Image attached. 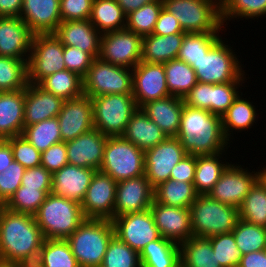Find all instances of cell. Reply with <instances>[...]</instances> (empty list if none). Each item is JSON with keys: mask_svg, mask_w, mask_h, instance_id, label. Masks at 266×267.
<instances>
[{"mask_svg": "<svg viewBox=\"0 0 266 267\" xmlns=\"http://www.w3.org/2000/svg\"><path fill=\"white\" fill-rule=\"evenodd\" d=\"M176 138L190 155H213L229 147L221 116L185 104Z\"/></svg>", "mask_w": 266, "mask_h": 267, "instance_id": "1", "label": "cell"}, {"mask_svg": "<svg viewBox=\"0 0 266 267\" xmlns=\"http://www.w3.org/2000/svg\"><path fill=\"white\" fill-rule=\"evenodd\" d=\"M44 241L34 216L0 206V263L14 265Z\"/></svg>", "mask_w": 266, "mask_h": 267, "instance_id": "2", "label": "cell"}, {"mask_svg": "<svg viewBox=\"0 0 266 267\" xmlns=\"http://www.w3.org/2000/svg\"><path fill=\"white\" fill-rule=\"evenodd\" d=\"M114 235L112 220L86 218L66 240L80 267H100Z\"/></svg>", "mask_w": 266, "mask_h": 267, "instance_id": "3", "label": "cell"}, {"mask_svg": "<svg viewBox=\"0 0 266 267\" xmlns=\"http://www.w3.org/2000/svg\"><path fill=\"white\" fill-rule=\"evenodd\" d=\"M34 217L45 239H67L86 219L81 204L51 193Z\"/></svg>", "mask_w": 266, "mask_h": 267, "instance_id": "4", "label": "cell"}, {"mask_svg": "<svg viewBox=\"0 0 266 267\" xmlns=\"http://www.w3.org/2000/svg\"><path fill=\"white\" fill-rule=\"evenodd\" d=\"M192 233L209 238L232 233L239 220V208L221 203L208 195H198L190 206Z\"/></svg>", "mask_w": 266, "mask_h": 267, "instance_id": "5", "label": "cell"}, {"mask_svg": "<svg viewBox=\"0 0 266 267\" xmlns=\"http://www.w3.org/2000/svg\"><path fill=\"white\" fill-rule=\"evenodd\" d=\"M163 8L179 21L186 33L220 32V0H162Z\"/></svg>", "mask_w": 266, "mask_h": 267, "instance_id": "6", "label": "cell"}, {"mask_svg": "<svg viewBox=\"0 0 266 267\" xmlns=\"http://www.w3.org/2000/svg\"><path fill=\"white\" fill-rule=\"evenodd\" d=\"M224 41L220 39L197 63L191 65L198 82L223 84L245 80L242 64L232 47Z\"/></svg>", "mask_w": 266, "mask_h": 267, "instance_id": "7", "label": "cell"}, {"mask_svg": "<svg viewBox=\"0 0 266 267\" xmlns=\"http://www.w3.org/2000/svg\"><path fill=\"white\" fill-rule=\"evenodd\" d=\"M94 128L106 136H122L138 106L132 93L91 98Z\"/></svg>", "mask_w": 266, "mask_h": 267, "instance_id": "8", "label": "cell"}, {"mask_svg": "<svg viewBox=\"0 0 266 267\" xmlns=\"http://www.w3.org/2000/svg\"><path fill=\"white\" fill-rule=\"evenodd\" d=\"M116 182L144 175V151L123 136H109L100 170Z\"/></svg>", "mask_w": 266, "mask_h": 267, "instance_id": "9", "label": "cell"}, {"mask_svg": "<svg viewBox=\"0 0 266 267\" xmlns=\"http://www.w3.org/2000/svg\"><path fill=\"white\" fill-rule=\"evenodd\" d=\"M132 93V70L95 58L83 78V94L90 98Z\"/></svg>", "mask_w": 266, "mask_h": 267, "instance_id": "10", "label": "cell"}, {"mask_svg": "<svg viewBox=\"0 0 266 267\" xmlns=\"http://www.w3.org/2000/svg\"><path fill=\"white\" fill-rule=\"evenodd\" d=\"M63 53L64 45L54 33L34 34L27 62L28 83L38 84L47 76L65 70Z\"/></svg>", "mask_w": 266, "mask_h": 267, "instance_id": "11", "label": "cell"}, {"mask_svg": "<svg viewBox=\"0 0 266 267\" xmlns=\"http://www.w3.org/2000/svg\"><path fill=\"white\" fill-rule=\"evenodd\" d=\"M143 37L125 29L104 33L99 58L116 66L133 69L141 62Z\"/></svg>", "mask_w": 266, "mask_h": 267, "instance_id": "12", "label": "cell"}, {"mask_svg": "<svg viewBox=\"0 0 266 267\" xmlns=\"http://www.w3.org/2000/svg\"><path fill=\"white\" fill-rule=\"evenodd\" d=\"M238 164H231L222 173L211 191L207 194L221 203L239 208L252 186L261 177V169L249 172Z\"/></svg>", "mask_w": 266, "mask_h": 267, "instance_id": "13", "label": "cell"}, {"mask_svg": "<svg viewBox=\"0 0 266 267\" xmlns=\"http://www.w3.org/2000/svg\"><path fill=\"white\" fill-rule=\"evenodd\" d=\"M188 153L176 137H168L165 141L144 151V175L155 188L160 183L170 179L171 170Z\"/></svg>", "mask_w": 266, "mask_h": 267, "instance_id": "14", "label": "cell"}, {"mask_svg": "<svg viewBox=\"0 0 266 267\" xmlns=\"http://www.w3.org/2000/svg\"><path fill=\"white\" fill-rule=\"evenodd\" d=\"M112 222L115 236L138 253L160 237L150 209L115 217Z\"/></svg>", "mask_w": 266, "mask_h": 267, "instance_id": "15", "label": "cell"}, {"mask_svg": "<svg viewBox=\"0 0 266 267\" xmlns=\"http://www.w3.org/2000/svg\"><path fill=\"white\" fill-rule=\"evenodd\" d=\"M132 94L138 108L170 96L164 64L141 61L132 69Z\"/></svg>", "mask_w": 266, "mask_h": 267, "instance_id": "16", "label": "cell"}, {"mask_svg": "<svg viewBox=\"0 0 266 267\" xmlns=\"http://www.w3.org/2000/svg\"><path fill=\"white\" fill-rule=\"evenodd\" d=\"M117 182L96 171L81 203L85 218L113 219Z\"/></svg>", "mask_w": 266, "mask_h": 267, "instance_id": "17", "label": "cell"}, {"mask_svg": "<svg viewBox=\"0 0 266 267\" xmlns=\"http://www.w3.org/2000/svg\"><path fill=\"white\" fill-rule=\"evenodd\" d=\"M154 188L145 175L117 182L113 218L150 209Z\"/></svg>", "mask_w": 266, "mask_h": 267, "instance_id": "18", "label": "cell"}, {"mask_svg": "<svg viewBox=\"0 0 266 267\" xmlns=\"http://www.w3.org/2000/svg\"><path fill=\"white\" fill-rule=\"evenodd\" d=\"M150 211L163 238L180 245L193 236L190 208L168 206L153 200Z\"/></svg>", "mask_w": 266, "mask_h": 267, "instance_id": "19", "label": "cell"}, {"mask_svg": "<svg viewBox=\"0 0 266 267\" xmlns=\"http://www.w3.org/2000/svg\"><path fill=\"white\" fill-rule=\"evenodd\" d=\"M63 142L74 140L94 128L92 100L87 95L65 100L58 116Z\"/></svg>", "mask_w": 266, "mask_h": 267, "instance_id": "20", "label": "cell"}, {"mask_svg": "<svg viewBox=\"0 0 266 267\" xmlns=\"http://www.w3.org/2000/svg\"><path fill=\"white\" fill-rule=\"evenodd\" d=\"M108 137L93 128L66 142L68 164L99 171Z\"/></svg>", "mask_w": 266, "mask_h": 267, "instance_id": "21", "label": "cell"}, {"mask_svg": "<svg viewBox=\"0 0 266 267\" xmlns=\"http://www.w3.org/2000/svg\"><path fill=\"white\" fill-rule=\"evenodd\" d=\"M34 33L20 17H0V56L28 62Z\"/></svg>", "mask_w": 266, "mask_h": 267, "instance_id": "22", "label": "cell"}, {"mask_svg": "<svg viewBox=\"0 0 266 267\" xmlns=\"http://www.w3.org/2000/svg\"><path fill=\"white\" fill-rule=\"evenodd\" d=\"M96 170L67 164L52 174L51 194L82 203Z\"/></svg>", "mask_w": 266, "mask_h": 267, "instance_id": "23", "label": "cell"}, {"mask_svg": "<svg viewBox=\"0 0 266 267\" xmlns=\"http://www.w3.org/2000/svg\"><path fill=\"white\" fill-rule=\"evenodd\" d=\"M54 35L64 46H72L99 57L101 33L90 20L63 21Z\"/></svg>", "mask_w": 266, "mask_h": 267, "instance_id": "24", "label": "cell"}, {"mask_svg": "<svg viewBox=\"0 0 266 267\" xmlns=\"http://www.w3.org/2000/svg\"><path fill=\"white\" fill-rule=\"evenodd\" d=\"M20 18L34 34L54 33L62 22L60 0H23Z\"/></svg>", "mask_w": 266, "mask_h": 267, "instance_id": "25", "label": "cell"}, {"mask_svg": "<svg viewBox=\"0 0 266 267\" xmlns=\"http://www.w3.org/2000/svg\"><path fill=\"white\" fill-rule=\"evenodd\" d=\"M64 100L49 93L37 84H30L25 88V127L57 117L61 111Z\"/></svg>", "mask_w": 266, "mask_h": 267, "instance_id": "26", "label": "cell"}, {"mask_svg": "<svg viewBox=\"0 0 266 267\" xmlns=\"http://www.w3.org/2000/svg\"><path fill=\"white\" fill-rule=\"evenodd\" d=\"M25 89L0 91V140L22 135Z\"/></svg>", "mask_w": 266, "mask_h": 267, "instance_id": "27", "label": "cell"}, {"mask_svg": "<svg viewBox=\"0 0 266 267\" xmlns=\"http://www.w3.org/2000/svg\"><path fill=\"white\" fill-rule=\"evenodd\" d=\"M183 107L182 98L170 95L150 101L141 109L168 137H176L180 128Z\"/></svg>", "mask_w": 266, "mask_h": 267, "instance_id": "28", "label": "cell"}, {"mask_svg": "<svg viewBox=\"0 0 266 267\" xmlns=\"http://www.w3.org/2000/svg\"><path fill=\"white\" fill-rule=\"evenodd\" d=\"M122 136L143 151L153 148L168 138L167 134L149 119L141 108L132 115Z\"/></svg>", "mask_w": 266, "mask_h": 267, "instance_id": "29", "label": "cell"}, {"mask_svg": "<svg viewBox=\"0 0 266 267\" xmlns=\"http://www.w3.org/2000/svg\"><path fill=\"white\" fill-rule=\"evenodd\" d=\"M186 33L159 36L151 34L143 37L141 61L164 64L177 59Z\"/></svg>", "mask_w": 266, "mask_h": 267, "instance_id": "30", "label": "cell"}, {"mask_svg": "<svg viewBox=\"0 0 266 267\" xmlns=\"http://www.w3.org/2000/svg\"><path fill=\"white\" fill-rule=\"evenodd\" d=\"M141 267H181L180 247L160 236L139 253Z\"/></svg>", "mask_w": 266, "mask_h": 267, "instance_id": "31", "label": "cell"}, {"mask_svg": "<svg viewBox=\"0 0 266 267\" xmlns=\"http://www.w3.org/2000/svg\"><path fill=\"white\" fill-rule=\"evenodd\" d=\"M240 93V96L238 95L234 99L232 105L221 116L223 132L228 141H230L229 139H231V136L233 137V133L230 132L236 130L242 132L247 128H252V125L256 123L255 121H257L258 118L255 106L246 98L244 99L241 97L243 93Z\"/></svg>", "mask_w": 266, "mask_h": 267, "instance_id": "32", "label": "cell"}, {"mask_svg": "<svg viewBox=\"0 0 266 267\" xmlns=\"http://www.w3.org/2000/svg\"><path fill=\"white\" fill-rule=\"evenodd\" d=\"M225 151L213 155H197L194 187L198 195H207L222 173L230 165L228 162H221ZM221 162V163H220Z\"/></svg>", "mask_w": 266, "mask_h": 267, "instance_id": "33", "label": "cell"}, {"mask_svg": "<svg viewBox=\"0 0 266 267\" xmlns=\"http://www.w3.org/2000/svg\"><path fill=\"white\" fill-rule=\"evenodd\" d=\"M89 20L101 34L126 28V14L117 0H94Z\"/></svg>", "mask_w": 266, "mask_h": 267, "instance_id": "34", "label": "cell"}, {"mask_svg": "<svg viewBox=\"0 0 266 267\" xmlns=\"http://www.w3.org/2000/svg\"><path fill=\"white\" fill-rule=\"evenodd\" d=\"M179 247L181 267H221L208 238L192 236Z\"/></svg>", "mask_w": 266, "mask_h": 267, "instance_id": "35", "label": "cell"}, {"mask_svg": "<svg viewBox=\"0 0 266 267\" xmlns=\"http://www.w3.org/2000/svg\"><path fill=\"white\" fill-rule=\"evenodd\" d=\"M197 196L193 182L168 179L154 188V200L168 206L190 208Z\"/></svg>", "mask_w": 266, "mask_h": 267, "instance_id": "36", "label": "cell"}, {"mask_svg": "<svg viewBox=\"0 0 266 267\" xmlns=\"http://www.w3.org/2000/svg\"><path fill=\"white\" fill-rule=\"evenodd\" d=\"M37 85L64 101L83 95V78L67 69L47 76Z\"/></svg>", "mask_w": 266, "mask_h": 267, "instance_id": "37", "label": "cell"}, {"mask_svg": "<svg viewBox=\"0 0 266 267\" xmlns=\"http://www.w3.org/2000/svg\"><path fill=\"white\" fill-rule=\"evenodd\" d=\"M239 219L266 227V182L260 177L239 207Z\"/></svg>", "mask_w": 266, "mask_h": 267, "instance_id": "38", "label": "cell"}, {"mask_svg": "<svg viewBox=\"0 0 266 267\" xmlns=\"http://www.w3.org/2000/svg\"><path fill=\"white\" fill-rule=\"evenodd\" d=\"M164 69L171 96L183 99L198 82L194 69L184 61L170 60L164 63Z\"/></svg>", "mask_w": 266, "mask_h": 267, "instance_id": "39", "label": "cell"}, {"mask_svg": "<svg viewBox=\"0 0 266 267\" xmlns=\"http://www.w3.org/2000/svg\"><path fill=\"white\" fill-rule=\"evenodd\" d=\"M219 33H186L177 59L190 66L197 63L221 39Z\"/></svg>", "mask_w": 266, "mask_h": 267, "instance_id": "40", "label": "cell"}, {"mask_svg": "<svg viewBox=\"0 0 266 267\" xmlns=\"http://www.w3.org/2000/svg\"><path fill=\"white\" fill-rule=\"evenodd\" d=\"M22 136L40 153L46 151L52 145L62 142L57 117L24 127Z\"/></svg>", "mask_w": 266, "mask_h": 267, "instance_id": "41", "label": "cell"}, {"mask_svg": "<svg viewBox=\"0 0 266 267\" xmlns=\"http://www.w3.org/2000/svg\"><path fill=\"white\" fill-rule=\"evenodd\" d=\"M27 85V61L0 56V91L21 90Z\"/></svg>", "mask_w": 266, "mask_h": 267, "instance_id": "42", "label": "cell"}, {"mask_svg": "<svg viewBox=\"0 0 266 267\" xmlns=\"http://www.w3.org/2000/svg\"><path fill=\"white\" fill-rule=\"evenodd\" d=\"M50 193L51 188H26L20 186L3 207L13 212L34 216Z\"/></svg>", "mask_w": 266, "mask_h": 267, "instance_id": "43", "label": "cell"}, {"mask_svg": "<svg viewBox=\"0 0 266 267\" xmlns=\"http://www.w3.org/2000/svg\"><path fill=\"white\" fill-rule=\"evenodd\" d=\"M163 8L162 0L143 5L126 16V29L141 37L151 35Z\"/></svg>", "mask_w": 266, "mask_h": 267, "instance_id": "44", "label": "cell"}, {"mask_svg": "<svg viewBox=\"0 0 266 267\" xmlns=\"http://www.w3.org/2000/svg\"><path fill=\"white\" fill-rule=\"evenodd\" d=\"M242 254L266 250V227L250 224L241 219L232 231Z\"/></svg>", "mask_w": 266, "mask_h": 267, "instance_id": "45", "label": "cell"}, {"mask_svg": "<svg viewBox=\"0 0 266 267\" xmlns=\"http://www.w3.org/2000/svg\"><path fill=\"white\" fill-rule=\"evenodd\" d=\"M100 267H141L139 253L114 235Z\"/></svg>", "mask_w": 266, "mask_h": 267, "instance_id": "46", "label": "cell"}, {"mask_svg": "<svg viewBox=\"0 0 266 267\" xmlns=\"http://www.w3.org/2000/svg\"><path fill=\"white\" fill-rule=\"evenodd\" d=\"M266 15V0H221V18L224 22L234 18L254 19Z\"/></svg>", "mask_w": 266, "mask_h": 267, "instance_id": "47", "label": "cell"}, {"mask_svg": "<svg viewBox=\"0 0 266 267\" xmlns=\"http://www.w3.org/2000/svg\"><path fill=\"white\" fill-rule=\"evenodd\" d=\"M43 267H80L66 239H45Z\"/></svg>", "mask_w": 266, "mask_h": 267, "instance_id": "48", "label": "cell"}, {"mask_svg": "<svg viewBox=\"0 0 266 267\" xmlns=\"http://www.w3.org/2000/svg\"><path fill=\"white\" fill-rule=\"evenodd\" d=\"M208 239L221 267L239 266L243 254L237 247L233 233L218 234Z\"/></svg>", "mask_w": 266, "mask_h": 267, "instance_id": "49", "label": "cell"}, {"mask_svg": "<svg viewBox=\"0 0 266 267\" xmlns=\"http://www.w3.org/2000/svg\"><path fill=\"white\" fill-rule=\"evenodd\" d=\"M240 82L211 84V113L222 116L240 94L237 89Z\"/></svg>", "mask_w": 266, "mask_h": 267, "instance_id": "50", "label": "cell"}, {"mask_svg": "<svg viewBox=\"0 0 266 267\" xmlns=\"http://www.w3.org/2000/svg\"><path fill=\"white\" fill-rule=\"evenodd\" d=\"M12 149L13 158L25 169L41 166V153L22 135L6 139Z\"/></svg>", "mask_w": 266, "mask_h": 267, "instance_id": "51", "label": "cell"}, {"mask_svg": "<svg viewBox=\"0 0 266 267\" xmlns=\"http://www.w3.org/2000/svg\"><path fill=\"white\" fill-rule=\"evenodd\" d=\"M25 168L15 160L0 172V206H3L21 186Z\"/></svg>", "mask_w": 266, "mask_h": 267, "instance_id": "52", "label": "cell"}, {"mask_svg": "<svg viewBox=\"0 0 266 267\" xmlns=\"http://www.w3.org/2000/svg\"><path fill=\"white\" fill-rule=\"evenodd\" d=\"M64 63L66 69L84 78L94 58L87 52L72 46H64Z\"/></svg>", "mask_w": 266, "mask_h": 267, "instance_id": "53", "label": "cell"}, {"mask_svg": "<svg viewBox=\"0 0 266 267\" xmlns=\"http://www.w3.org/2000/svg\"><path fill=\"white\" fill-rule=\"evenodd\" d=\"M94 0H60L61 21L89 20Z\"/></svg>", "mask_w": 266, "mask_h": 267, "instance_id": "54", "label": "cell"}, {"mask_svg": "<svg viewBox=\"0 0 266 267\" xmlns=\"http://www.w3.org/2000/svg\"><path fill=\"white\" fill-rule=\"evenodd\" d=\"M68 164L66 142L52 145L41 153V166L51 174Z\"/></svg>", "mask_w": 266, "mask_h": 267, "instance_id": "55", "label": "cell"}, {"mask_svg": "<svg viewBox=\"0 0 266 267\" xmlns=\"http://www.w3.org/2000/svg\"><path fill=\"white\" fill-rule=\"evenodd\" d=\"M183 102L188 107L208 110L211 113V84L197 82L185 95Z\"/></svg>", "mask_w": 266, "mask_h": 267, "instance_id": "56", "label": "cell"}, {"mask_svg": "<svg viewBox=\"0 0 266 267\" xmlns=\"http://www.w3.org/2000/svg\"><path fill=\"white\" fill-rule=\"evenodd\" d=\"M21 186L26 188H52V174L43 166L27 168Z\"/></svg>", "mask_w": 266, "mask_h": 267, "instance_id": "57", "label": "cell"}, {"mask_svg": "<svg viewBox=\"0 0 266 267\" xmlns=\"http://www.w3.org/2000/svg\"><path fill=\"white\" fill-rule=\"evenodd\" d=\"M196 169V155L187 154L171 170L170 179L182 182H194Z\"/></svg>", "mask_w": 266, "mask_h": 267, "instance_id": "58", "label": "cell"}, {"mask_svg": "<svg viewBox=\"0 0 266 267\" xmlns=\"http://www.w3.org/2000/svg\"><path fill=\"white\" fill-rule=\"evenodd\" d=\"M178 33L186 32L183 31L179 21L174 17V15L162 8L152 34L166 36Z\"/></svg>", "mask_w": 266, "mask_h": 267, "instance_id": "59", "label": "cell"}, {"mask_svg": "<svg viewBox=\"0 0 266 267\" xmlns=\"http://www.w3.org/2000/svg\"><path fill=\"white\" fill-rule=\"evenodd\" d=\"M44 263V242L40 247L32 250L25 257L21 258L14 265L15 267H43Z\"/></svg>", "mask_w": 266, "mask_h": 267, "instance_id": "60", "label": "cell"}, {"mask_svg": "<svg viewBox=\"0 0 266 267\" xmlns=\"http://www.w3.org/2000/svg\"><path fill=\"white\" fill-rule=\"evenodd\" d=\"M238 267H266V250L242 255Z\"/></svg>", "mask_w": 266, "mask_h": 267, "instance_id": "61", "label": "cell"}, {"mask_svg": "<svg viewBox=\"0 0 266 267\" xmlns=\"http://www.w3.org/2000/svg\"><path fill=\"white\" fill-rule=\"evenodd\" d=\"M23 0H0V17H20Z\"/></svg>", "mask_w": 266, "mask_h": 267, "instance_id": "62", "label": "cell"}, {"mask_svg": "<svg viewBox=\"0 0 266 267\" xmlns=\"http://www.w3.org/2000/svg\"><path fill=\"white\" fill-rule=\"evenodd\" d=\"M14 161L11 145L7 140H0V172Z\"/></svg>", "mask_w": 266, "mask_h": 267, "instance_id": "63", "label": "cell"}, {"mask_svg": "<svg viewBox=\"0 0 266 267\" xmlns=\"http://www.w3.org/2000/svg\"><path fill=\"white\" fill-rule=\"evenodd\" d=\"M157 0H117L126 16L133 11L141 8L143 5L155 2Z\"/></svg>", "mask_w": 266, "mask_h": 267, "instance_id": "64", "label": "cell"}, {"mask_svg": "<svg viewBox=\"0 0 266 267\" xmlns=\"http://www.w3.org/2000/svg\"><path fill=\"white\" fill-rule=\"evenodd\" d=\"M261 177L264 179V181L266 182V167L262 168L261 170Z\"/></svg>", "mask_w": 266, "mask_h": 267, "instance_id": "65", "label": "cell"}, {"mask_svg": "<svg viewBox=\"0 0 266 267\" xmlns=\"http://www.w3.org/2000/svg\"><path fill=\"white\" fill-rule=\"evenodd\" d=\"M0 267H15V265L0 263Z\"/></svg>", "mask_w": 266, "mask_h": 267, "instance_id": "66", "label": "cell"}]
</instances>
